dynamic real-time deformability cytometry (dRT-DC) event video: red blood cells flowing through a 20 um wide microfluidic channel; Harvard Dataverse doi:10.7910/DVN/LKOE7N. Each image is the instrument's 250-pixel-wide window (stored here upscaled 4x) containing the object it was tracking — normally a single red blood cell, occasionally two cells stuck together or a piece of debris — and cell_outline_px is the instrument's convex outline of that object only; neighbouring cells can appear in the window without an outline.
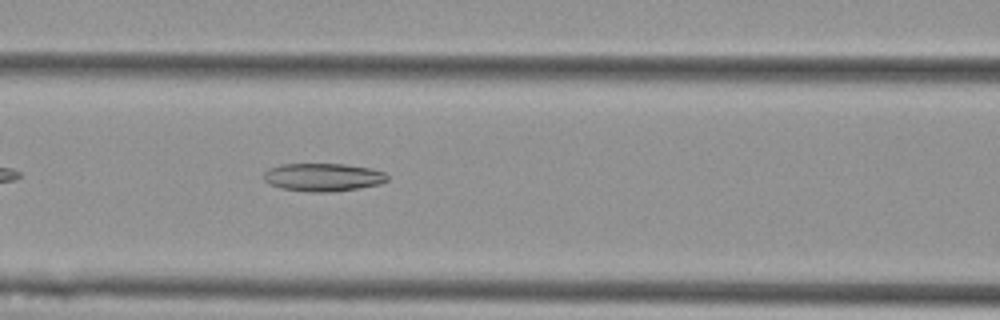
{"species": "Egyptian fruit bat (a non-hibernating species)", "species_latin": "Rousettus aegyptiacus", "temperature_condition": "cold", "stored_images_in_passage": 41, "camera_frame_rate_fps": 3000, "um_per_image_px": 0.085, "animal": {"sex": "female"}, "frame": {"image": 1, "passage_image": 9, "time_ms": 2.667, "image_size_px": [1000, 320], "cell_outline_px": [[388, 180], [380, 184], [360, 188], [328, 192], [308, 192], [280, 188], [268, 184], [264, 180], [264, 172], [268, 168], [280, 164], [344, 164], [368, 168], [384, 172], [388, 176]], "centroid_in_image_um": [27.42, 15.07], "position_along_channel_um": 139.2, "area_um2": 20.29}}
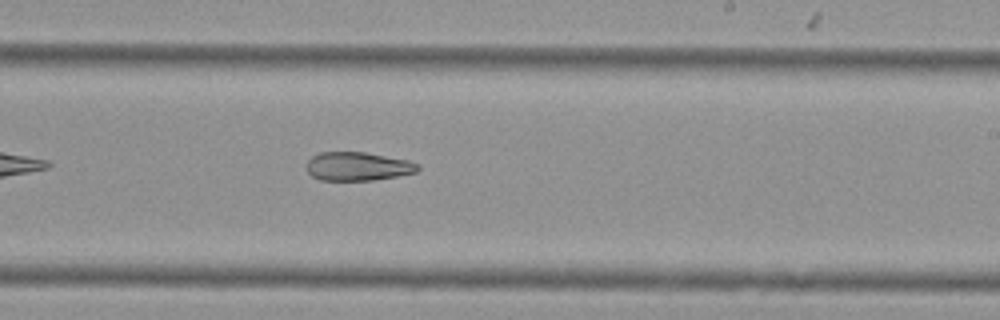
{"frame": {"image": 2, "passage_image": 19, "time_ms": 6.0, "image_size_px": [1000, 320], "cell_outline_px": [[420, 168], [416, 172], [396, 176], [372, 180], [320, 180], [312, 176], [304, 168], [304, 164], [312, 156], [320, 152], [364, 152], [408, 160], [420, 164]], "centroid_in_image_um": [30.37, 14.14], "position_along_channel_um": 258.6, "area_um2": 18.67}}
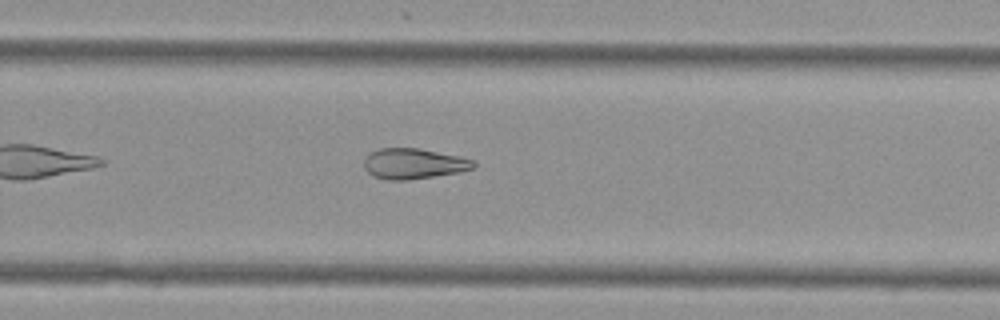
{"frame": {"image": 3, "passage_image": 22, "time_ms": 7.0, "image_size_px": [1000, 320], "cell_outline_px": [[476, 168], [460, 172], [408, 180], [388, 180], [372, 176], [364, 168], [364, 160], [372, 152], [380, 148], [420, 148], [460, 156], [476, 160]], "centroid_in_image_um": [35.21, 13.91], "position_along_channel_um": 294.6, "area_um2": 19.65}}